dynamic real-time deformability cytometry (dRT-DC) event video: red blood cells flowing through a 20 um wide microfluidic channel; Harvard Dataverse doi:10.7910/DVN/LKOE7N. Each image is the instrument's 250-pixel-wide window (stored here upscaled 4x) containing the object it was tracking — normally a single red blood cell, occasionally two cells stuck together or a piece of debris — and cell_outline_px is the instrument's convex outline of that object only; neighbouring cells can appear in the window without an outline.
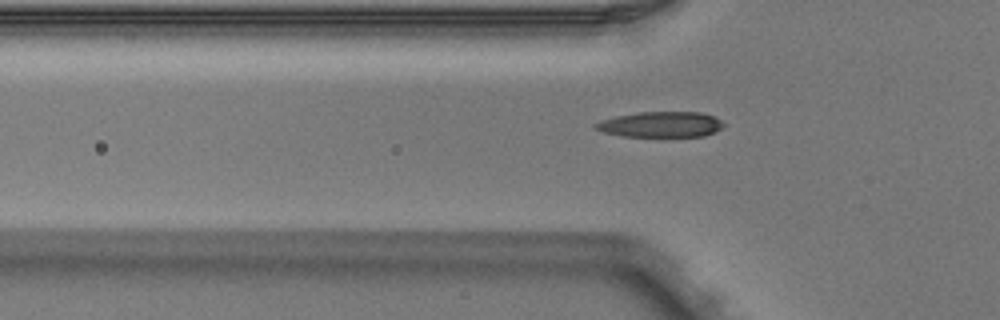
{"species": "Egyptian fruit bat (a non-hibernating species)", "species_latin": "Rousettus aegyptiacus", "temperature_condition": "warm", "stored_images_in_passage": 5, "camera_frame_rate_fps": 3000, "um_per_image_px": 0.085, "animal": {"sex": "male"}, "frame": {"image": 1, "passage_image": 5, "time_ms": 1.333, "image_size_px": [1000, 320], "cell_outline_px": [[724, 124], [716, 132], [704, 136], [620, 136], [604, 132], [592, 128], [592, 124], [600, 120], [616, 116], [640, 112], [700, 112], [716, 116]], "centroid_in_image_um": [56.14, 10.57], "position_along_channel_um": 69.7, "area_um2": 19.19}}